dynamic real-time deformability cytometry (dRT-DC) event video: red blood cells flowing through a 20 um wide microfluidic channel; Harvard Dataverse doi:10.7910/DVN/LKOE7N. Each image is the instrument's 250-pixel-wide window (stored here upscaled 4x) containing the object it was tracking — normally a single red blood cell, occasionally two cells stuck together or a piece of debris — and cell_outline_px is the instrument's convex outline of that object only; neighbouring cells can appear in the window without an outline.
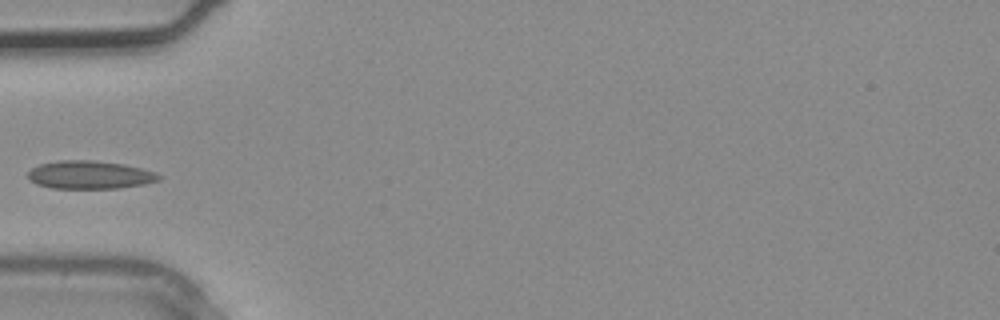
{"species": "common noctule bat (a hibernating species)", "species_latin": "Nyctalus noctula", "temperature_condition": "warm", "stored_images_in_passage": 3, "camera_frame_rate_fps": 3000, "um_per_image_px": 0.085, "animal": {"sex": "male", "body_mass_g": 20.4}, "frame": {"image": 1, "passage_image": 3, "time_ms": 0.667, "image_size_px": [1000, 320], "cell_outline_px": [[160, 180], [144, 184], [116, 188], [52, 188], [36, 184], [28, 180], [28, 172], [32, 168], [40, 164], [56, 160], [92, 160], [124, 164], [156, 172], [160, 176]], "centroid_in_image_um": [7.6, 14.86], "position_along_channel_um": 77.4, "area_um2": 21.44}}